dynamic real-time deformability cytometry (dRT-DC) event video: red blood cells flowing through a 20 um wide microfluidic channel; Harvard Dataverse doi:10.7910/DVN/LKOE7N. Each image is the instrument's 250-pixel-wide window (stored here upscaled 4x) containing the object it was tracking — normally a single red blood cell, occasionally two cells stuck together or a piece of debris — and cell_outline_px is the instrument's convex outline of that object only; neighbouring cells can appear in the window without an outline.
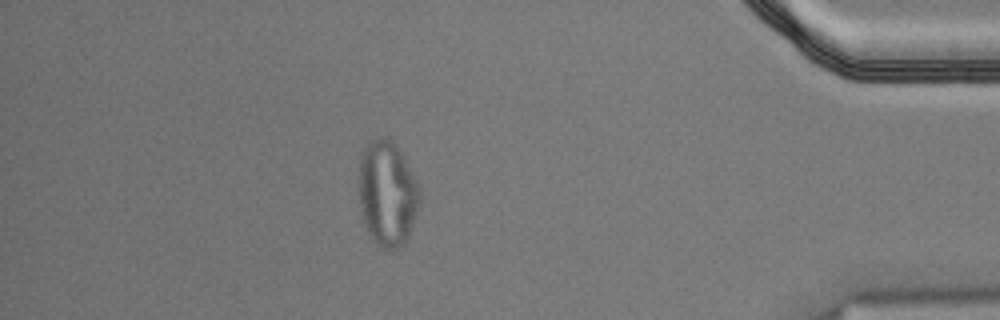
{"species": "Egyptian fruit bat (a non-hibernating species)", "species_latin": "Rousettus aegyptiacus", "temperature_condition": "cold", "stored_images_in_passage": 52, "segment_of_instrument_passage": [2, 2], "camera_frame_rate_fps": 3000, "um_per_image_px": 0.085, "animal": {"sex": "male"}, "frame": {"image": 1, "passage_image": 45, "time_ms": 14.667, "image_size_px": [1000, 320], "cell_outline_px": [[420, 204], [408, 236], [404, 244], [400, 248], [380, 248], [376, 244], [368, 232], [364, 224], [360, 208], [360, 156], [364, 148], [372, 140], [380, 136], [392, 136], [404, 156], [420, 188]], "centroid_in_image_um": [32.94, 16.41], "position_along_channel_um": 402.3, "area_um2": 37.63}}